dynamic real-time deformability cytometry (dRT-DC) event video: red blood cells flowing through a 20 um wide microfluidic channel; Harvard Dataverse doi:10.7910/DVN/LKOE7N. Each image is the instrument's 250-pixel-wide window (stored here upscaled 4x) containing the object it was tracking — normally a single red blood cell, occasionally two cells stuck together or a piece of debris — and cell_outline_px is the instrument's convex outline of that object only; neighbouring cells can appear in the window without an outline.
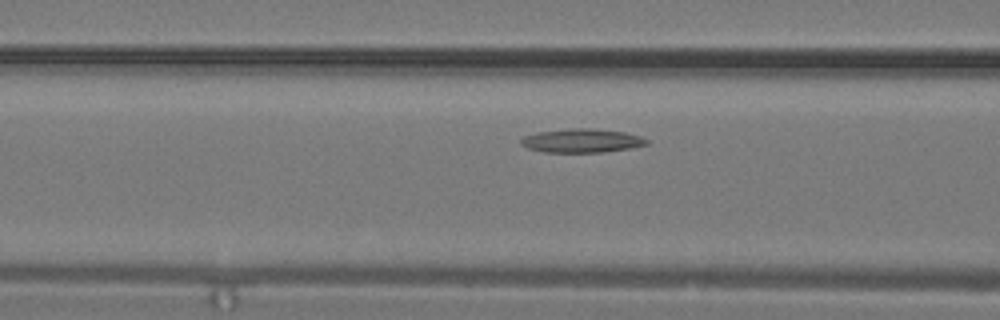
{"species": "common noctule bat (a hibernating species)", "species_latin": "Nyctalus noctula", "temperature_condition": "warm", "stored_images_in_passage": 3, "camera_frame_rate_fps": 3000, "um_per_image_px": 0.085, "animal": {"sex": "male", "body_mass_g": 19.2, "forearm_length_mm": 51.8}, "frame": {"image": 1, "passage_image": 3, "time_ms": 0.667, "image_size_px": [1000, 320], "cell_outline_px": [[648, 144], [632, 148], [604, 152], [544, 152], [528, 148], [520, 144], [520, 140], [524, 136], [536, 132], [572, 128], [592, 128], [624, 132], [640, 136], [648, 140]], "centroid_in_image_um": [49.45, 11.95], "position_along_channel_um": 117.2, "area_um2": 17.46}}